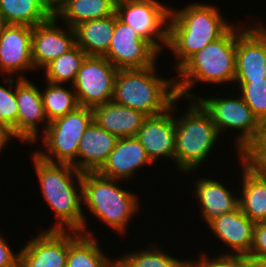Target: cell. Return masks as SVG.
Returning a JSON list of instances; mask_svg holds the SVG:
<instances>
[{"instance_id": "obj_1", "label": "cell", "mask_w": 266, "mask_h": 267, "mask_svg": "<svg viewBox=\"0 0 266 267\" xmlns=\"http://www.w3.org/2000/svg\"><path fill=\"white\" fill-rule=\"evenodd\" d=\"M42 197L56 216L45 230L77 231L93 236L82 207V172L71 164L50 163L31 154Z\"/></svg>"}, {"instance_id": "obj_2", "label": "cell", "mask_w": 266, "mask_h": 267, "mask_svg": "<svg viewBox=\"0 0 266 267\" xmlns=\"http://www.w3.org/2000/svg\"><path fill=\"white\" fill-rule=\"evenodd\" d=\"M233 24L220 38L192 55L176 72L177 97L184 101L196 99L192 90L198 85H232L236 75L237 38L252 24ZM239 25V26H238ZM225 83V84H224Z\"/></svg>"}, {"instance_id": "obj_3", "label": "cell", "mask_w": 266, "mask_h": 267, "mask_svg": "<svg viewBox=\"0 0 266 267\" xmlns=\"http://www.w3.org/2000/svg\"><path fill=\"white\" fill-rule=\"evenodd\" d=\"M215 4L193 2L170 8L167 48L175 57L176 72L192 55L220 38L234 23ZM175 66V67H174Z\"/></svg>"}, {"instance_id": "obj_4", "label": "cell", "mask_w": 266, "mask_h": 267, "mask_svg": "<svg viewBox=\"0 0 266 267\" xmlns=\"http://www.w3.org/2000/svg\"><path fill=\"white\" fill-rule=\"evenodd\" d=\"M119 183L122 184V180L106 178L97 172L82 173V206L123 237L130 222L141 210V198Z\"/></svg>"}, {"instance_id": "obj_5", "label": "cell", "mask_w": 266, "mask_h": 267, "mask_svg": "<svg viewBox=\"0 0 266 267\" xmlns=\"http://www.w3.org/2000/svg\"><path fill=\"white\" fill-rule=\"evenodd\" d=\"M157 68L155 64L141 69L118 70L112 101L147 116L164 113L177 98L175 78L161 77Z\"/></svg>"}, {"instance_id": "obj_6", "label": "cell", "mask_w": 266, "mask_h": 267, "mask_svg": "<svg viewBox=\"0 0 266 267\" xmlns=\"http://www.w3.org/2000/svg\"><path fill=\"white\" fill-rule=\"evenodd\" d=\"M187 103L184 114L175 116V165L189 175L195 171L197 174L220 143L221 134L196 99H188Z\"/></svg>"}, {"instance_id": "obj_7", "label": "cell", "mask_w": 266, "mask_h": 267, "mask_svg": "<svg viewBox=\"0 0 266 267\" xmlns=\"http://www.w3.org/2000/svg\"><path fill=\"white\" fill-rule=\"evenodd\" d=\"M230 94V96L226 95V97H221L219 93L217 94L218 97L215 95L209 97L197 95L196 100L209 113L221 136L225 131L233 133L236 130L235 132H238L233 138V145L239 158L244 156L258 141L262 124L254 116L240 94Z\"/></svg>"}, {"instance_id": "obj_8", "label": "cell", "mask_w": 266, "mask_h": 267, "mask_svg": "<svg viewBox=\"0 0 266 267\" xmlns=\"http://www.w3.org/2000/svg\"><path fill=\"white\" fill-rule=\"evenodd\" d=\"M93 122L92 108L78 106L65 116L51 121L45 132L35 141L42 142L33 152L50 163L71 164L76 168L77 151L80 140L88 126ZM44 148V149H43ZM44 150V151H43Z\"/></svg>"}, {"instance_id": "obj_9", "label": "cell", "mask_w": 266, "mask_h": 267, "mask_svg": "<svg viewBox=\"0 0 266 267\" xmlns=\"http://www.w3.org/2000/svg\"><path fill=\"white\" fill-rule=\"evenodd\" d=\"M170 8L160 0H118L115 13L163 54L168 45Z\"/></svg>"}, {"instance_id": "obj_10", "label": "cell", "mask_w": 266, "mask_h": 267, "mask_svg": "<svg viewBox=\"0 0 266 267\" xmlns=\"http://www.w3.org/2000/svg\"><path fill=\"white\" fill-rule=\"evenodd\" d=\"M117 72L106 57L87 56L72 85L79 106L93 108L112 101Z\"/></svg>"}, {"instance_id": "obj_11", "label": "cell", "mask_w": 266, "mask_h": 267, "mask_svg": "<svg viewBox=\"0 0 266 267\" xmlns=\"http://www.w3.org/2000/svg\"><path fill=\"white\" fill-rule=\"evenodd\" d=\"M160 52L131 26L117 18L106 57L118 70L141 69L158 64Z\"/></svg>"}, {"instance_id": "obj_12", "label": "cell", "mask_w": 266, "mask_h": 267, "mask_svg": "<svg viewBox=\"0 0 266 267\" xmlns=\"http://www.w3.org/2000/svg\"><path fill=\"white\" fill-rule=\"evenodd\" d=\"M182 100L177 97L164 113L148 116L135 136L154 165L163 157L175 164V113Z\"/></svg>"}, {"instance_id": "obj_13", "label": "cell", "mask_w": 266, "mask_h": 267, "mask_svg": "<svg viewBox=\"0 0 266 267\" xmlns=\"http://www.w3.org/2000/svg\"><path fill=\"white\" fill-rule=\"evenodd\" d=\"M33 82L35 81L30 80L29 77H16L17 137L21 143L30 145L38 140L50 123L45 114L40 87ZM39 125L40 127L43 125L42 129Z\"/></svg>"}, {"instance_id": "obj_14", "label": "cell", "mask_w": 266, "mask_h": 267, "mask_svg": "<svg viewBox=\"0 0 266 267\" xmlns=\"http://www.w3.org/2000/svg\"><path fill=\"white\" fill-rule=\"evenodd\" d=\"M52 15L32 27V61L35 70H42L52 60L69 51L75 44V30ZM59 24V25H58Z\"/></svg>"}, {"instance_id": "obj_15", "label": "cell", "mask_w": 266, "mask_h": 267, "mask_svg": "<svg viewBox=\"0 0 266 267\" xmlns=\"http://www.w3.org/2000/svg\"><path fill=\"white\" fill-rule=\"evenodd\" d=\"M19 251V267H66L68 231L43 230Z\"/></svg>"}, {"instance_id": "obj_16", "label": "cell", "mask_w": 266, "mask_h": 267, "mask_svg": "<svg viewBox=\"0 0 266 267\" xmlns=\"http://www.w3.org/2000/svg\"><path fill=\"white\" fill-rule=\"evenodd\" d=\"M31 43L32 27L7 25L0 33V74L27 78L23 74L25 71H36L32 61Z\"/></svg>"}, {"instance_id": "obj_17", "label": "cell", "mask_w": 266, "mask_h": 267, "mask_svg": "<svg viewBox=\"0 0 266 267\" xmlns=\"http://www.w3.org/2000/svg\"><path fill=\"white\" fill-rule=\"evenodd\" d=\"M260 21L237 38L235 80L266 78V27Z\"/></svg>"}, {"instance_id": "obj_18", "label": "cell", "mask_w": 266, "mask_h": 267, "mask_svg": "<svg viewBox=\"0 0 266 267\" xmlns=\"http://www.w3.org/2000/svg\"><path fill=\"white\" fill-rule=\"evenodd\" d=\"M153 166L145 148L133 137L119 138L116 146L107 157L103 166L97 171L103 177L122 180L123 183L134 176L140 168Z\"/></svg>"}, {"instance_id": "obj_19", "label": "cell", "mask_w": 266, "mask_h": 267, "mask_svg": "<svg viewBox=\"0 0 266 267\" xmlns=\"http://www.w3.org/2000/svg\"><path fill=\"white\" fill-rule=\"evenodd\" d=\"M254 225L255 223L238 207L212 220L208 228L213 232L212 236L226 245L227 249L222 254L247 256L252 248Z\"/></svg>"}, {"instance_id": "obj_20", "label": "cell", "mask_w": 266, "mask_h": 267, "mask_svg": "<svg viewBox=\"0 0 266 267\" xmlns=\"http://www.w3.org/2000/svg\"><path fill=\"white\" fill-rule=\"evenodd\" d=\"M203 176L198 177V180L193 182L195 189L192 194L198 200L196 202L199 203L202 221L205 220L208 225L222 214L230 213L239 207V196L236 195L239 191L230 190L225 186L227 184H223L217 178Z\"/></svg>"}, {"instance_id": "obj_21", "label": "cell", "mask_w": 266, "mask_h": 267, "mask_svg": "<svg viewBox=\"0 0 266 267\" xmlns=\"http://www.w3.org/2000/svg\"><path fill=\"white\" fill-rule=\"evenodd\" d=\"M238 161L242 175L239 207L254 223L266 222V173L256 169L243 156ZM242 183V184H241Z\"/></svg>"}, {"instance_id": "obj_22", "label": "cell", "mask_w": 266, "mask_h": 267, "mask_svg": "<svg viewBox=\"0 0 266 267\" xmlns=\"http://www.w3.org/2000/svg\"><path fill=\"white\" fill-rule=\"evenodd\" d=\"M118 139L93 121L80 140L76 169L82 173L97 172L116 146Z\"/></svg>"}, {"instance_id": "obj_23", "label": "cell", "mask_w": 266, "mask_h": 267, "mask_svg": "<svg viewBox=\"0 0 266 267\" xmlns=\"http://www.w3.org/2000/svg\"><path fill=\"white\" fill-rule=\"evenodd\" d=\"M93 121L101 128L118 138L136 136L148 117L132 108L113 101L92 108Z\"/></svg>"}, {"instance_id": "obj_24", "label": "cell", "mask_w": 266, "mask_h": 267, "mask_svg": "<svg viewBox=\"0 0 266 267\" xmlns=\"http://www.w3.org/2000/svg\"><path fill=\"white\" fill-rule=\"evenodd\" d=\"M97 235L89 236L77 231H68V255L66 267H116L113 259L100 245ZM105 252V253H104Z\"/></svg>"}, {"instance_id": "obj_25", "label": "cell", "mask_w": 266, "mask_h": 267, "mask_svg": "<svg viewBox=\"0 0 266 267\" xmlns=\"http://www.w3.org/2000/svg\"><path fill=\"white\" fill-rule=\"evenodd\" d=\"M116 0H60L53 7V15L67 26L114 15Z\"/></svg>"}, {"instance_id": "obj_26", "label": "cell", "mask_w": 266, "mask_h": 267, "mask_svg": "<svg viewBox=\"0 0 266 267\" xmlns=\"http://www.w3.org/2000/svg\"><path fill=\"white\" fill-rule=\"evenodd\" d=\"M115 28V14L78 24L75 30L76 45L88 56L104 57L109 49Z\"/></svg>"}, {"instance_id": "obj_27", "label": "cell", "mask_w": 266, "mask_h": 267, "mask_svg": "<svg viewBox=\"0 0 266 267\" xmlns=\"http://www.w3.org/2000/svg\"><path fill=\"white\" fill-rule=\"evenodd\" d=\"M0 14L8 25L34 27L53 15L46 0H0Z\"/></svg>"}, {"instance_id": "obj_28", "label": "cell", "mask_w": 266, "mask_h": 267, "mask_svg": "<svg viewBox=\"0 0 266 267\" xmlns=\"http://www.w3.org/2000/svg\"><path fill=\"white\" fill-rule=\"evenodd\" d=\"M148 246L117 256L116 267H185V259L170 255L159 247L157 241H152Z\"/></svg>"}, {"instance_id": "obj_29", "label": "cell", "mask_w": 266, "mask_h": 267, "mask_svg": "<svg viewBox=\"0 0 266 267\" xmlns=\"http://www.w3.org/2000/svg\"><path fill=\"white\" fill-rule=\"evenodd\" d=\"M44 83L43 87L45 89L41 88L40 92L49 122L65 116L79 106L76 93L71 84L67 86V84H54L47 81H44Z\"/></svg>"}, {"instance_id": "obj_30", "label": "cell", "mask_w": 266, "mask_h": 267, "mask_svg": "<svg viewBox=\"0 0 266 267\" xmlns=\"http://www.w3.org/2000/svg\"><path fill=\"white\" fill-rule=\"evenodd\" d=\"M88 55L76 44L60 57L52 60L42 70L45 81L73 85L77 72ZM71 82V83H70Z\"/></svg>"}, {"instance_id": "obj_31", "label": "cell", "mask_w": 266, "mask_h": 267, "mask_svg": "<svg viewBox=\"0 0 266 267\" xmlns=\"http://www.w3.org/2000/svg\"><path fill=\"white\" fill-rule=\"evenodd\" d=\"M236 84V85H235ZM236 93L252 110L254 116L263 124L266 122V78L258 80H235ZM238 86V87H237ZM239 90V91H238Z\"/></svg>"}, {"instance_id": "obj_32", "label": "cell", "mask_w": 266, "mask_h": 267, "mask_svg": "<svg viewBox=\"0 0 266 267\" xmlns=\"http://www.w3.org/2000/svg\"><path fill=\"white\" fill-rule=\"evenodd\" d=\"M5 77V83H0V124L11 128L17 136L18 107L16 100V78ZM6 85V87L4 86Z\"/></svg>"}, {"instance_id": "obj_33", "label": "cell", "mask_w": 266, "mask_h": 267, "mask_svg": "<svg viewBox=\"0 0 266 267\" xmlns=\"http://www.w3.org/2000/svg\"><path fill=\"white\" fill-rule=\"evenodd\" d=\"M202 251L198 259L185 260V267H239V256L237 255L220 253L218 256L211 257Z\"/></svg>"}, {"instance_id": "obj_34", "label": "cell", "mask_w": 266, "mask_h": 267, "mask_svg": "<svg viewBox=\"0 0 266 267\" xmlns=\"http://www.w3.org/2000/svg\"><path fill=\"white\" fill-rule=\"evenodd\" d=\"M243 157L256 169L266 173V122L262 124L258 141Z\"/></svg>"}, {"instance_id": "obj_35", "label": "cell", "mask_w": 266, "mask_h": 267, "mask_svg": "<svg viewBox=\"0 0 266 267\" xmlns=\"http://www.w3.org/2000/svg\"><path fill=\"white\" fill-rule=\"evenodd\" d=\"M249 257L266 260V222L255 223Z\"/></svg>"}, {"instance_id": "obj_36", "label": "cell", "mask_w": 266, "mask_h": 267, "mask_svg": "<svg viewBox=\"0 0 266 267\" xmlns=\"http://www.w3.org/2000/svg\"><path fill=\"white\" fill-rule=\"evenodd\" d=\"M0 267H19V251L14 252L0 232Z\"/></svg>"}, {"instance_id": "obj_37", "label": "cell", "mask_w": 266, "mask_h": 267, "mask_svg": "<svg viewBox=\"0 0 266 267\" xmlns=\"http://www.w3.org/2000/svg\"><path fill=\"white\" fill-rule=\"evenodd\" d=\"M17 139L19 140V138L14 134L11 128L6 125L0 124V154L3 153V150L8 146V144H10L9 142L11 140L14 141Z\"/></svg>"}, {"instance_id": "obj_38", "label": "cell", "mask_w": 266, "mask_h": 267, "mask_svg": "<svg viewBox=\"0 0 266 267\" xmlns=\"http://www.w3.org/2000/svg\"><path fill=\"white\" fill-rule=\"evenodd\" d=\"M239 267H266V260H259L249 256H239Z\"/></svg>"}, {"instance_id": "obj_39", "label": "cell", "mask_w": 266, "mask_h": 267, "mask_svg": "<svg viewBox=\"0 0 266 267\" xmlns=\"http://www.w3.org/2000/svg\"><path fill=\"white\" fill-rule=\"evenodd\" d=\"M8 24L5 22L3 16L0 14V33L4 30V28L7 26Z\"/></svg>"}, {"instance_id": "obj_40", "label": "cell", "mask_w": 266, "mask_h": 267, "mask_svg": "<svg viewBox=\"0 0 266 267\" xmlns=\"http://www.w3.org/2000/svg\"><path fill=\"white\" fill-rule=\"evenodd\" d=\"M52 7H54L60 0H46Z\"/></svg>"}]
</instances>
